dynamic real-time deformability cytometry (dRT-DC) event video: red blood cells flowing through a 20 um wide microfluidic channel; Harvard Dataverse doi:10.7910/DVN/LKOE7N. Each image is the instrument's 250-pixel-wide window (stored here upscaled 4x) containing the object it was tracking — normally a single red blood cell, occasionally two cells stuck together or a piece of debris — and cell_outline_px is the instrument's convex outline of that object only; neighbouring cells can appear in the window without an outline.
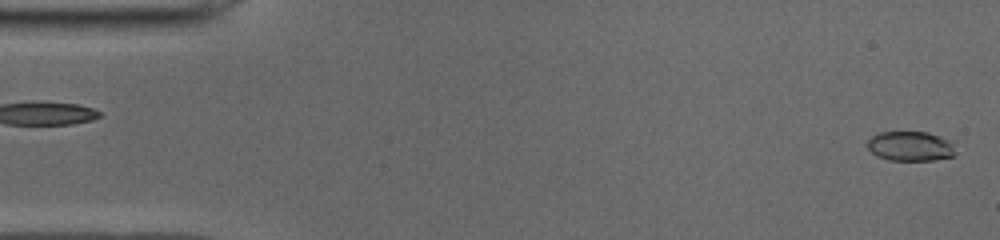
{"species": "common noctule bat (a hibernating species)", "species_latin": "Nyctalus noctula", "temperature_condition": "cold", "stored_images_in_passage": 50, "camera_frame_rate_fps": 3000, "um_per_image_px": 0.085, "animal": {"sex": "male", "body_mass_g": 19.0, "forearm_length_mm": 50.8}, "frame": {"image": 1, "passage_image": 1, "time_ms": 0.0, "image_size_px": [1000, 240], "cell_outline_px": [[956, 156], [932, 160], [888, 160], [876, 156], [868, 148], [868, 140], [872, 136], [880, 132], [928, 132], [940, 136], [948, 140], [952, 144], [956, 152]], "centroid_in_image_um": [77.4, 12.43], "position_along_channel_um": 7.6, "area_um2": 15.26}}
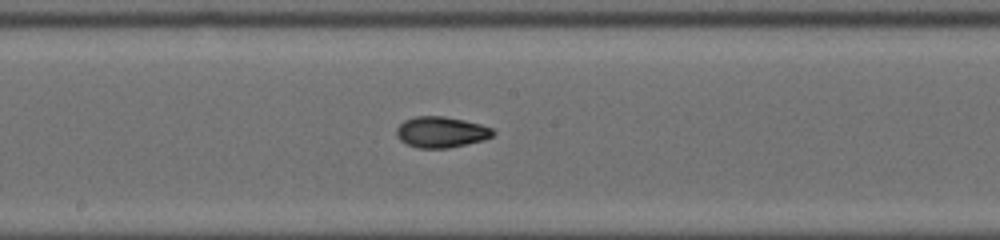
{"frame": {"image": 2, "passage_image": 26, "time_ms": 8.333, "image_size_px": [1000, 240], "cell_outline_px": [[496, 132], [492, 136], [484, 140], [448, 148], [420, 148], [408, 144], [400, 140], [396, 136], [396, 128], [404, 120], [416, 116], [444, 116], [464, 120], [480, 124], [492, 128]], "centroid_in_image_um": [37.5, 11.22], "position_along_channel_um": 210.7, "area_um2": 17.4}}
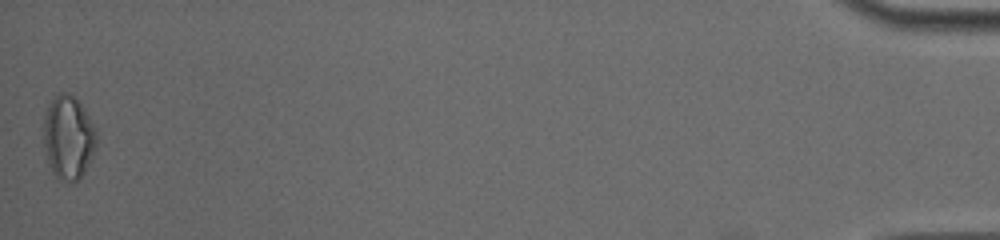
{"frame": {"image": 3, "passage_image": 50, "time_ms": 16.333, "image_size_px": [1000, 240], "cell_outline_px": [[96, 144], [88, 164], [80, 180], [72, 184], [60, 180], [52, 172], [48, 164], [44, 144], [44, 116], [48, 104], [60, 92], [64, 92], [72, 96], [80, 104], [88, 116], [96, 132]], "centroid_in_image_um": [5.79, 11.74], "position_along_channel_um": 429.4, "area_um2": 25.55}, "authors_computed_cell_mechanics": {"area_um2": 16.9065, "velocity_mm_per_s": 3.9626, "shape_relaxation_time_tau1_ms": 3.5674, "shape_relaxation_time_tau2_ms": 2.7851, "deformation_change_tau1": 0.1537, "deformation_change_tau2": 0.072}}